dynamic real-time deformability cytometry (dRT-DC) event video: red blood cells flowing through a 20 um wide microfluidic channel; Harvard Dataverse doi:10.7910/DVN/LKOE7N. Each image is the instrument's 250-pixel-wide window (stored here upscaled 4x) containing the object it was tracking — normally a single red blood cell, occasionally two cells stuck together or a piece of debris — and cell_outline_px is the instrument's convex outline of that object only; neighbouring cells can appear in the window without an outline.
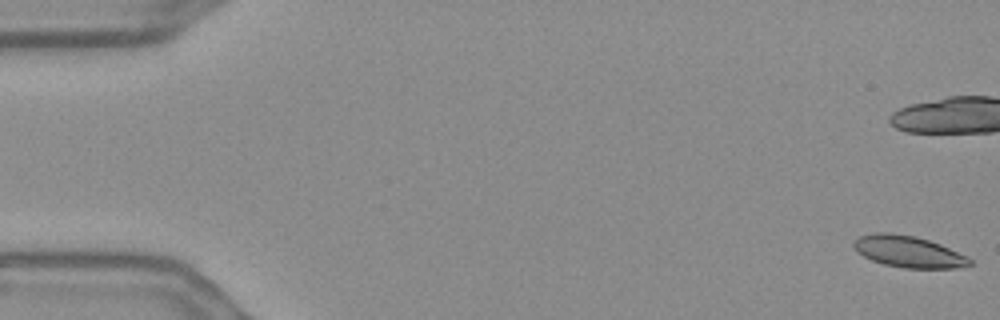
{"species": "Egyptian fruit bat (a non-hibernating species)", "species_latin": "Rousettus aegyptiacus", "temperature_condition": "warm", "stored_images_in_passage": 17, "camera_frame_rate_fps": 3000, "um_per_image_px": 0.085, "frame": {"image": 1, "passage_image": 1, "time_ms": 0.0, "image_size_px": [1000, 320], "cell_outline_px": [[972, 264], [956, 268], [904, 268], [884, 264], [872, 260], [856, 252], [852, 244], [860, 236], [876, 232], [892, 232], [916, 236], [940, 244], [968, 256], [972, 260]], "centroid_in_image_um": [77.22, 21.38], "position_along_channel_um": 7.8, "area_um2": 21.39}}